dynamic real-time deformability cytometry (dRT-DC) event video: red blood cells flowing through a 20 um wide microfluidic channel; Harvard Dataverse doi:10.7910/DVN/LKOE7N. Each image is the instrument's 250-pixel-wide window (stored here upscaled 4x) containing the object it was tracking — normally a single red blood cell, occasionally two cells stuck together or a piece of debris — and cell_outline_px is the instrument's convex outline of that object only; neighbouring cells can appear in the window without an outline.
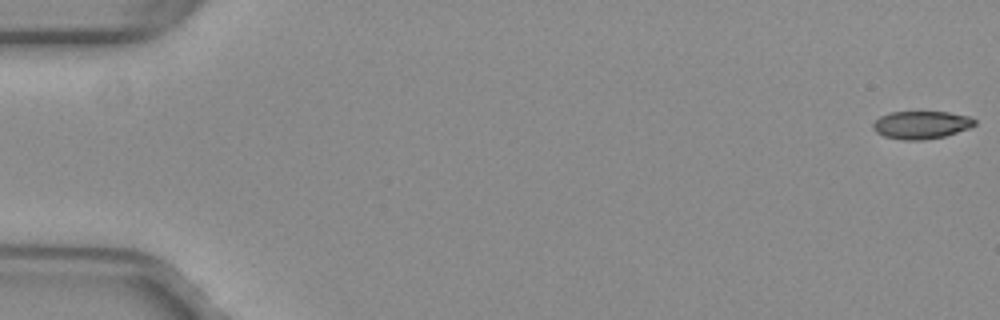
{"species": "common noctule bat (a hibernating species)", "species_latin": "Nyctalus noctula", "temperature_condition": "warm", "stored_images_in_passage": 14, "camera_frame_rate_fps": 3000, "um_per_image_px": 0.085, "animal": {"sex": "female", "body_mass_g": 29.2, "forearm_length_mm": 56.3}, "frame": {"image": 1, "passage_image": 1, "time_ms": 0.0, "image_size_px": [1000, 320], "cell_outline_px": [[976, 124], [968, 128], [944, 136], [920, 140], [904, 140], [884, 136], [876, 132], [872, 128], [872, 124], [880, 116], [892, 112], [948, 112], [972, 116], [976, 120]], "centroid_in_image_um": [78.31, 10.6], "position_along_channel_um": 6.7, "area_um2": 16.42}}
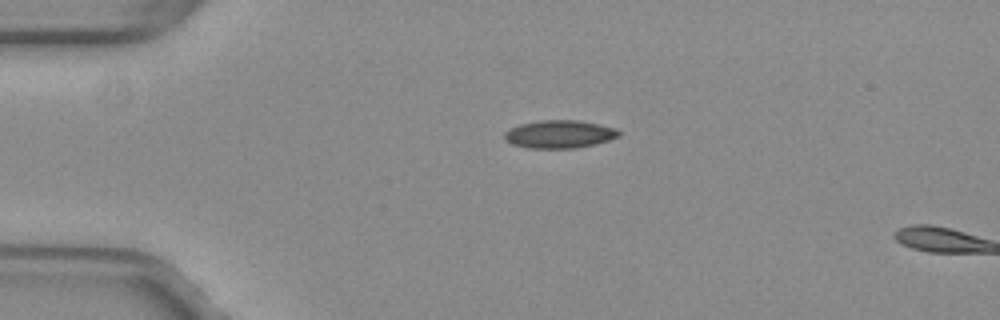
{"frame": {"image": 2, "passage_image": 13, "time_ms": 4.0, "image_size_px": [1000, 320], "cell_outline_px": [[620, 136], [608, 140], [576, 148], [528, 148], [512, 144], [504, 140], [504, 132], [508, 128], [520, 124], [540, 120], [580, 120], [616, 128], [620, 132]], "centroid_in_image_um": [47.51, 11.4], "position_along_channel_um": 37.5, "area_um2": 18.67}}